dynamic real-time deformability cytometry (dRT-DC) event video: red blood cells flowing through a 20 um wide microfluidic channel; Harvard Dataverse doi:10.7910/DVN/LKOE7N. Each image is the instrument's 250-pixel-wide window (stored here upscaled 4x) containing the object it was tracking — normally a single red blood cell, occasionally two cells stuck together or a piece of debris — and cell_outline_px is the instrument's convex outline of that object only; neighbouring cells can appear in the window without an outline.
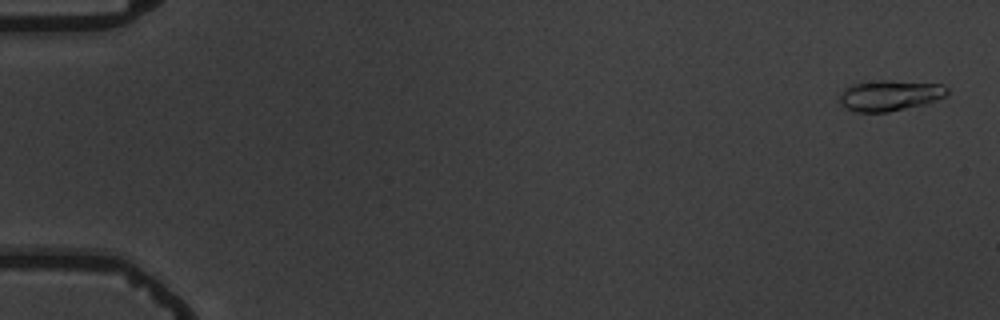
{"species": "common noctule bat (a hibernating species)", "species_latin": "Nyctalus noctula", "temperature_condition": "warm", "stored_images_in_passage": 7, "camera_frame_rate_fps": 3000, "um_per_image_px": 0.085, "animal": {"sex": "male", "body_mass_g": 19.5, "forearm_length_mm": 54.6}, "frame": {"image": 1, "passage_image": 1, "time_ms": 0.0, "image_size_px": [1000, 320], "cell_outline_px": [[948, 92], [944, 96], [924, 104], [888, 112], [856, 112], [840, 104], [840, 92], [844, 88], [852, 84], [880, 80], [892, 80], [944, 84], [948, 88]], "centroid_in_image_um": [75.62, 8.1], "position_along_channel_um": 9.4, "area_um2": 19.25}}
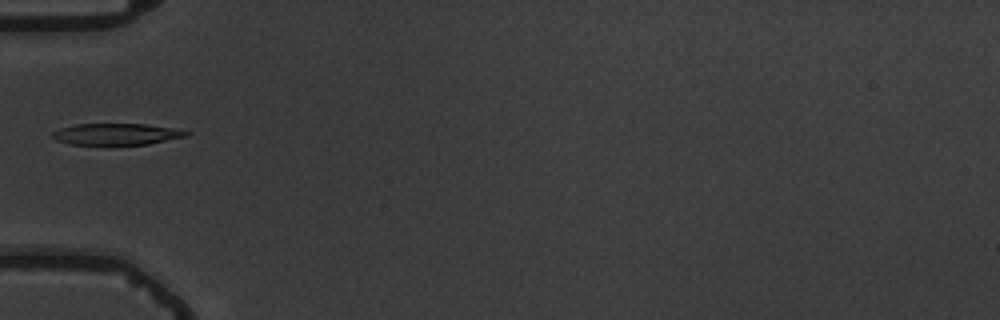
{"frame": {"image": 2, "passage_image": 6, "time_ms": 6.0, "image_size_px": [1000, 320], "cell_outline_px": [[192, 132], [188, 136], [148, 144], [72, 144], [56, 140], [52, 136], [52, 132], [60, 128], [76, 124], [144, 124], [172, 128]], "centroid_in_image_um": [9.92, 11.39], "position_along_channel_um": 75.1, "area_um2": 16.53}}
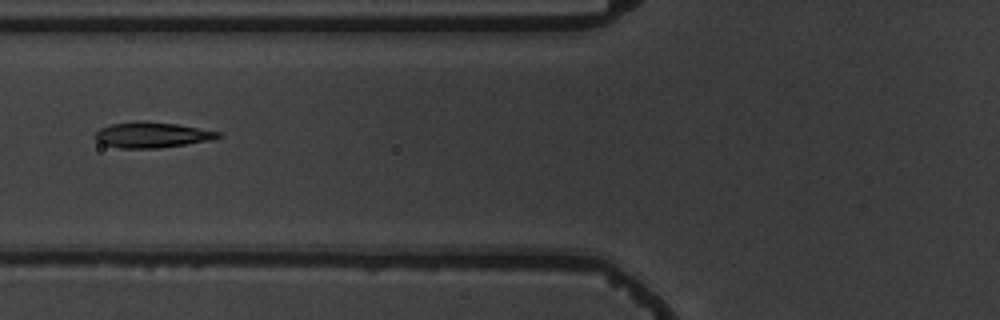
{"frame": {"image": 3, "passage_image": 7, "time_ms": 7.0, "image_size_px": [1000, 320], "cell_outline_px": [[220, 136], [208, 140], [184, 144], [156, 148], [120, 148], [104, 144], [96, 140], [96, 132], [100, 128], [112, 124], [136, 120], [176, 124], [220, 132]], "centroid_in_image_um": [12.86, 11.45], "position_along_channel_um": 112.9, "area_um2": 17.92}}